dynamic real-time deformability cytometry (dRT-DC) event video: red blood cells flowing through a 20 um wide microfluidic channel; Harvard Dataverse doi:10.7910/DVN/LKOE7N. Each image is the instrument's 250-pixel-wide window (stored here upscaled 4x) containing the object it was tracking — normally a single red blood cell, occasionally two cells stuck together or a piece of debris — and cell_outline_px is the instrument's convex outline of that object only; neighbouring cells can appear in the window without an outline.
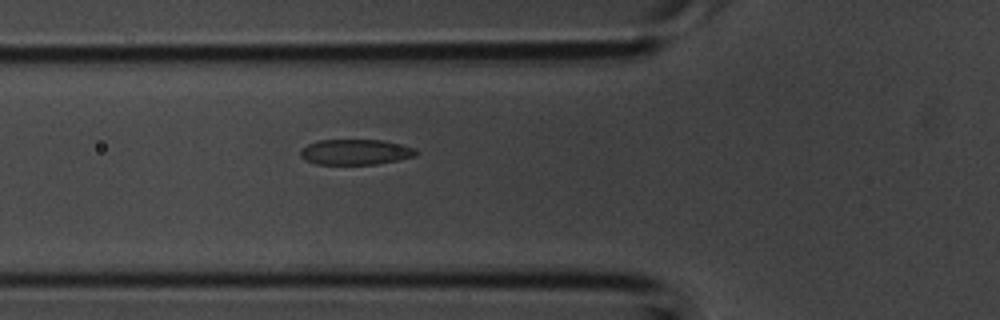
{"species": "common noctule bat (a hibernating species)", "species_latin": "Nyctalus noctula", "temperature_condition": "room temperature", "stored_images_in_passage": 29, "camera_frame_rate_fps": 3000, "um_per_image_px": 0.085, "animal": {"sex": "male", "body_mass_g": 20.1, "forearm_length_mm": 53.5}, "frame": {"image": 1, "passage_image": 4, "time_ms": 1.0, "image_size_px": [1000, 320], "cell_outline_px": [[420, 152], [416, 156], [376, 164], [316, 164], [304, 160], [300, 156], [300, 152], [308, 144], [320, 140], [384, 140], [416, 148]], "centroid_in_image_um": [30.25, 12.92], "position_along_channel_um": 95.6, "area_um2": 17.17}}
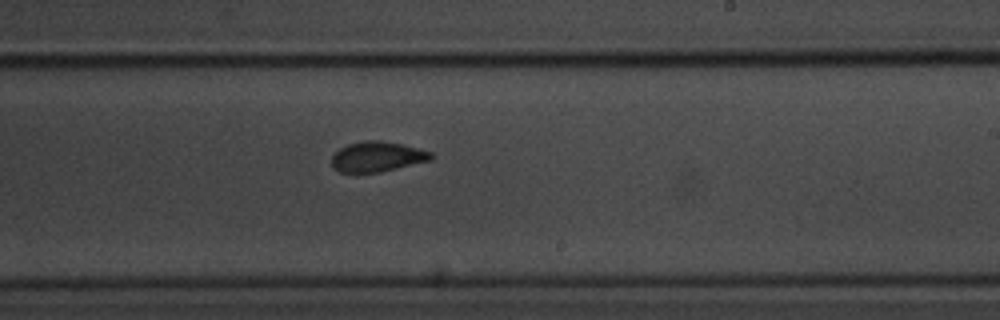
{"frame": {"image": 2, "passage_image": 14, "time_ms": 4.333, "image_size_px": [1000, 320], "cell_outline_px": [[436, 156], [432, 160], [380, 172], [340, 172], [332, 164], [332, 156], [340, 148], [348, 144], [364, 140], [380, 140], [404, 144], [432, 152]], "centroid_in_image_um": [32.12, 13.3], "position_along_channel_um": 256.9, "area_um2": 17.51}}
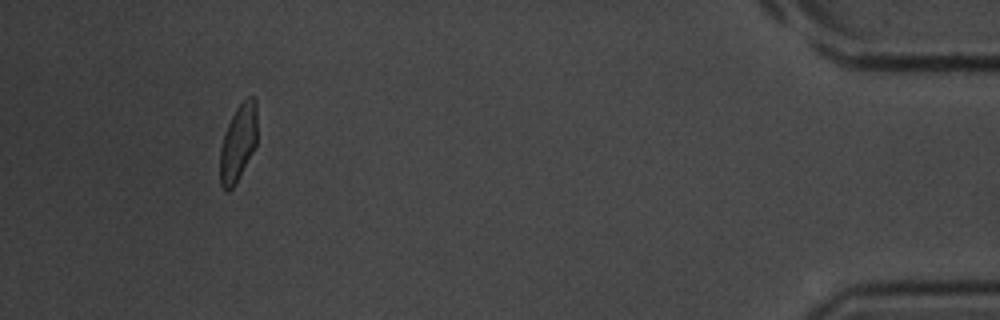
{"frame": {"image": 3, "passage_image": 28, "time_ms": 9.0, "image_size_px": [1000, 320], "cell_outline_px": [[256, 144], [252, 152], [232, 188], [228, 192], [224, 192], [220, 184], [220, 148], [224, 132], [236, 108], [248, 96], [252, 96], [256, 100]], "centroid_in_image_um": [20.22, 12.14], "position_along_channel_um": 415.0, "area_um2": 16.42}}